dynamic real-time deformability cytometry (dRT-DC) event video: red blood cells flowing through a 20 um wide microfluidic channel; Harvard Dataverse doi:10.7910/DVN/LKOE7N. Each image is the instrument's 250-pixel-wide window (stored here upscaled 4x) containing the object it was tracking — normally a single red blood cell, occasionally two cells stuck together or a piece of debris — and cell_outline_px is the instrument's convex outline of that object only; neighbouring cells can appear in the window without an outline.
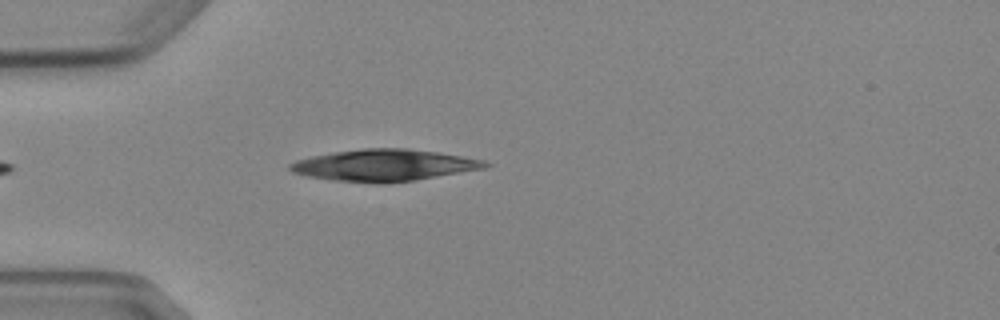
{"species": "Egyptian fruit bat (a non-hibernating species)", "species_latin": "Rousettus aegyptiacus", "temperature_condition": "cold", "stored_images_in_passage": 4, "camera_frame_rate_fps": 3000, "um_per_image_px": 0.085, "animal": {"sex": "female"}, "frame": {"image": 1, "passage_image": 4, "time_ms": 4.333, "image_size_px": [1000, 320], "cell_outline_px": [[492, 164], [484, 168], [416, 180], [376, 184], [332, 180], [308, 176], [292, 172], [288, 168], [288, 164], [296, 160], [312, 156], [336, 152], [364, 148], [404, 148], [436, 152], [484, 160]], "centroid_in_image_um": [32.62, 14.05], "position_along_channel_um": 52.4, "area_um2": 35.84}}